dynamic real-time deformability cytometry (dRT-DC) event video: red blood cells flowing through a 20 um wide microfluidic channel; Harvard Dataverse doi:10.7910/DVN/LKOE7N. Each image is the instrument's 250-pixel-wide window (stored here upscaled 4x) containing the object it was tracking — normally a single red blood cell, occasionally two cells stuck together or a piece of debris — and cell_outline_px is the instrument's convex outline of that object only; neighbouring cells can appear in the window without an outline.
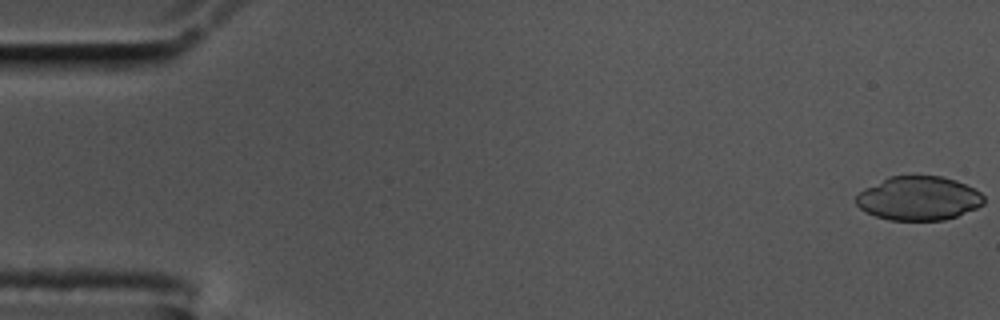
{"species": "common noctule bat (a hibernating species)", "species_latin": "Nyctalus noctula", "temperature_condition": "cold", "stored_images_in_passage": 58, "camera_frame_rate_fps": 3000, "um_per_image_px": 0.085, "animal": {"sex": "male", "body_mass_g": 17.5, "forearm_length_mm": 52.3}, "frame": {"image": 1, "passage_image": 1, "time_ms": 0.0, "image_size_px": [1000, 320], "cell_outline_px": [[984, 204], [976, 208], [956, 216], [944, 220], [888, 220], [876, 216], [860, 208], [856, 204], [856, 196], [864, 188], [888, 176], [940, 176], [956, 180], [980, 192], [984, 196]], "centroid_in_image_um": [78.07, 16.85], "position_along_channel_um": 6.9, "area_um2": 32.6}}